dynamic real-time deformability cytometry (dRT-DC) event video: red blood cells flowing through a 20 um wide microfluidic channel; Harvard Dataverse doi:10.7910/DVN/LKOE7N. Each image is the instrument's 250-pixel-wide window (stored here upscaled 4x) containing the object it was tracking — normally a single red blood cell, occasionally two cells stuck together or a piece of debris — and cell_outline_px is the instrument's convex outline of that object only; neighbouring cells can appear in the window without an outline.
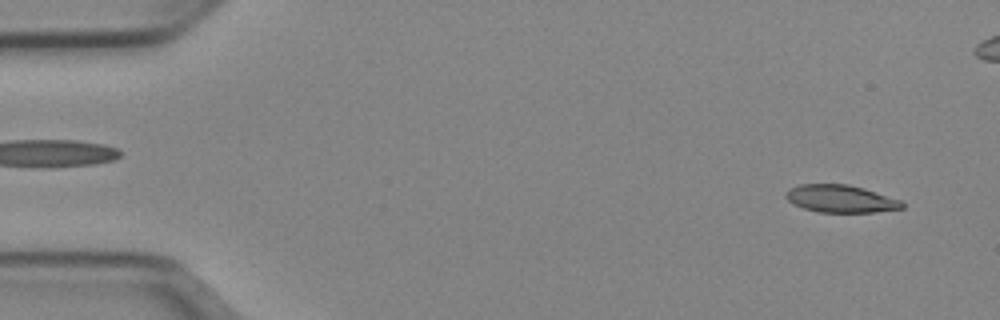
{"species": "Egyptian fruit bat (a non-hibernating species)", "species_latin": "Rousettus aegyptiacus", "temperature_condition": "cold", "stored_images_in_passage": 52, "camera_frame_rate_fps": 3000, "um_per_image_px": 0.085, "animal": {"sex": "female"}, "frame": {"image": 1, "passage_image": 3, "time_ms": 0.667, "image_size_px": [1000, 320], "cell_outline_px": [[904, 208], [876, 212], [820, 212], [804, 208], [792, 204], [784, 196], [784, 192], [788, 188], [800, 184], [848, 184], [864, 188], [900, 200], [904, 204]], "centroid_in_image_um": [71.41, 16.89], "position_along_channel_um": 13.6, "area_um2": 18.73}}
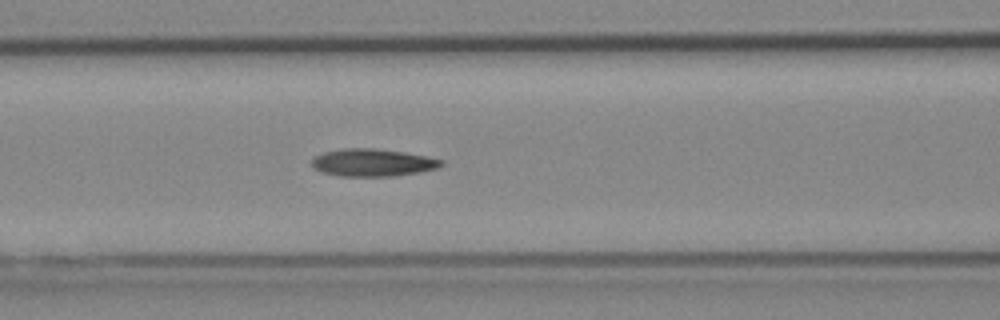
{"frame": {"image": 2, "passage_image": 21, "time_ms": 6.667, "image_size_px": [1000, 320], "cell_outline_px": [[444, 164], [436, 168], [420, 172], [396, 176], [340, 176], [320, 172], [312, 168], [312, 156], [324, 152], [344, 148], [376, 148], [404, 152], [428, 156], [444, 160]], "centroid_in_image_um": [31.66, 13.82], "position_along_channel_um": 134.9, "area_um2": 21.04}}
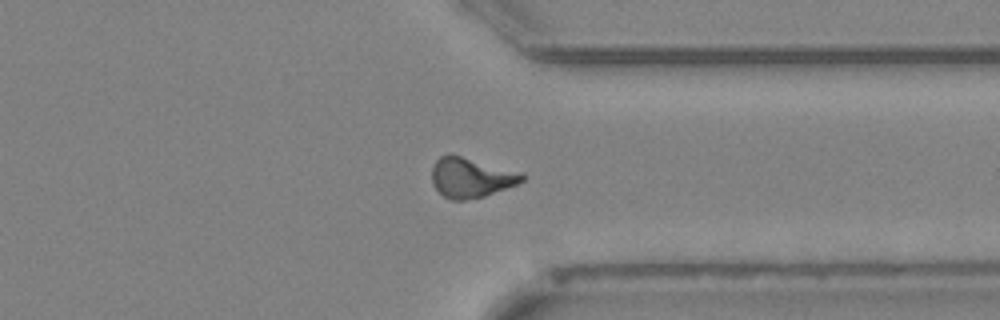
{"frame": {"image": 3, "passage_image": 39, "time_ms": 12.667, "image_size_px": [1000, 320], "cell_outline_px": [[528, 176], [524, 180], [516, 184], [484, 196], [464, 200], [452, 200], [444, 196], [432, 184], [432, 164], [440, 156], [448, 152], [452, 152], [524, 172]], "centroid_in_image_um": [40.05, 15.03], "position_along_channel_um": 371.4, "area_um2": 21.62}, "authors_computed_cell_mechanics": {"area_um2": 19.8832, "velocity_mm_per_s": 3.9643, "shape_relaxation_time_tau1_ms": 5.629, "shape_relaxation_time_tau2_ms": 6.4053, "deformation_change_tau1": 0.1724, "deformation_change_tau2": 0.1681}}